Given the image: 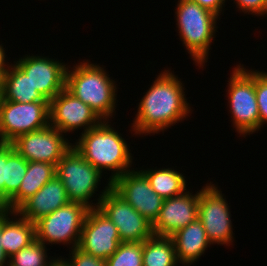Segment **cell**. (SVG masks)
Instances as JSON below:
<instances>
[{"instance_id": "cell-1", "label": "cell", "mask_w": 267, "mask_h": 266, "mask_svg": "<svg viewBox=\"0 0 267 266\" xmlns=\"http://www.w3.org/2000/svg\"><path fill=\"white\" fill-rule=\"evenodd\" d=\"M159 72L145 95L139 99L137 113L129 125L131 136L142 138L143 135L164 134L176 123L187 120L194 111L187 101L185 84L174 74V70L170 67Z\"/></svg>"}, {"instance_id": "cell-2", "label": "cell", "mask_w": 267, "mask_h": 266, "mask_svg": "<svg viewBox=\"0 0 267 266\" xmlns=\"http://www.w3.org/2000/svg\"><path fill=\"white\" fill-rule=\"evenodd\" d=\"M114 124L116 125L115 122L112 124L111 121H102L98 126L80 133L78 139L75 138L72 143L87 162L103 174H109L111 182L136 165L130 143L128 144Z\"/></svg>"}, {"instance_id": "cell-3", "label": "cell", "mask_w": 267, "mask_h": 266, "mask_svg": "<svg viewBox=\"0 0 267 266\" xmlns=\"http://www.w3.org/2000/svg\"><path fill=\"white\" fill-rule=\"evenodd\" d=\"M92 62L83 59L74 62L73 66L68 65L66 89L90 106L102 121L113 122L118 106L117 89L120 88L117 80L109 77L104 65Z\"/></svg>"}, {"instance_id": "cell-4", "label": "cell", "mask_w": 267, "mask_h": 266, "mask_svg": "<svg viewBox=\"0 0 267 266\" xmlns=\"http://www.w3.org/2000/svg\"><path fill=\"white\" fill-rule=\"evenodd\" d=\"M176 3L174 18L179 40L188 52L186 54H189V58L193 60L194 66L199 67L196 69L204 70L210 59L211 43L214 44L216 32H218L217 23L221 18L196 2L177 0Z\"/></svg>"}, {"instance_id": "cell-5", "label": "cell", "mask_w": 267, "mask_h": 266, "mask_svg": "<svg viewBox=\"0 0 267 266\" xmlns=\"http://www.w3.org/2000/svg\"><path fill=\"white\" fill-rule=\"evenodd\" d=\"M56 176L63 183L70 202L84 204L90 209L98 208L100 200L111 188V181L108 177L105 178L107 175L87 162L74 146L56 165ZM102 177L105 180H102ZM101 180L102 183L107 180V183H104L105 187L98 191L101 188Z\"/></svg>"}, {"instance_id": "cell-6", "label": "cell", "mask_w": 267, "mask_h": 266, "mask_svg": "<svg viewBox=\"0 0 267 266\" xmlns=\"http://www.w3.org/2000/svg\"><path fill=\"white\" fill-rule=\"evenodd\" d=\"M236 63L227 80L228 114L231 116V126L237 134L246 138L260 131V117L255 92V69H248L244 64ZM247 68V69H246Z\"/></svg>"}, {"instance_id": "cell-7", "label": "cell", "mask_w": 267, "mask_h": 266, "mask_svg": "<svg viewBox=\"0 0 267 266\" xmlns=\"http://www.w3.org/2000/svg\"><path fill=\"white\" fill-rule=\"evenodd\" d=\"M90 208L78 202H69L35 222L36 240L45 246L66 245L78 247L81 231ZM69 246V247H68Z\"/></svg>"}, {"instance_id": "cell-8", "label": "cell", "mask_w": 267, "mask_h": 266, "mask_svg": "<svg viewBox=\"0 0 267 266\" xmlns=\"http://www.w3.org/2000/svg\"><path fill=\"white\" fill-rule=\"evenodd\" d=\"M217 185L207 181L199 190L198 219L212 245L233 246L235 233H233L230 203Z\"/></svg>"}, {"instance_id": "cell-9", "label": "cell", "mask_w": 267, "mask_h": 266, "mask_svg": "<svg viewBox=\"0 0 267 266\" xmlns=\"http://www.w3.org/2000/svg\"><path fill=\"white\" fill-rule=\"evenodd\" d=\"M50 124L49 102L0 101V142L12 143L19 136Z\"/></svg>"}, {"instance_id": "cell-10", "label": "cell", "mask_w": 267, "mask_h": 266, "mask_svg": "<svg viewBox=\"0 0 267 266\" xmlns=\"http://www.w3.org/2000/svg\"><path fill=\"white\" fill-rule=\"evenodd\" d=\"M69 136L49 124L45 128L19 136L12 144L25 160L56 166L72 147L73 140Z\"/></svg>"}, {"instance_id": "cell-11", "label": "cell", "mask_w": 267, "mask_h": 266, "mask_svg": "<svg viewBox=\"0 0 267 266\" xmlns=\"http://www.w3.org/2000/svg\"><path fill=\"white\" fill-rule=\"evenodd\" d=\"M43 55V56H42ZM13 61L30 79L33 87L51 101L66 88V72L69 63L63 59L52 58L44 54H24ZM51 57V58H50Z\"/></svg>"}, {"instance_id": "cell-12", "label": "cell", "mask_w": 267, "mask_h": 266, "mask_svg": "<svg viewBox=\"0 0 267 266\" xmlns=\"http://www.w3.org/2000/svg\"><path fill=\"white\" fill-rule=\"evenodd\" d=\"M98 208L117 227L121 242H144L154 235L152 224L112 188L100 200Z\"/></svg>"}, {"instance_id": "cell-13", "label": "cell", "mask_w": 267, "mask_h": 266, "mask_svg": "<svg viewBox=\"0 0 267 266\" xmlns=\"http://www.w3.org/2000/svg\"><path fill=\"white\" fill-rule=\"evenodd\" d=\"M50 125L65 134L82 133L98 126L102 120L66 88L49 102ZM68 133V134H67Z\"/></svg>"}, {"instance_id": "cell-14", "label": "cell", "mask_w": 267, "mask_h": 266, "mask_svg": "<svg viewBox=\"0 0 267 266\" xmlns=\"http://www.w3.org/2000/svg\"><path fill=\"white\" fill-rule=\"evenodd\" d=\"M111 188L151 224L158 218L164 199L154 192L139 168L115 178Z\"/></svg>"}, {"instance_id": "cell-15", "label": "cell", "mask_w": 267, "mask_h": 266, "mask_svg": "<svg viewBox=\"0 0 267 266\" xmlns=\"http://www.w3.org/2000/svg\"><path fill=\"white\" fill-rule=\"evenodd\" d=\"M121 243L117 227L99 209H89L85 218L78 248L92 256L108 259Z\"/></svg>"}, {"instance_id": "cell-16", "label": "cell", "mask_w": 267, "mask_h": 266, "mask_svg": "<svg viewBox=\"0 0 267 266\" xmlns=\"http://www.w3.org/2000/svg\"><path fill=\"white\" fill-rule=\"evenodd\" d=\"M191 190V191H190ZM199 189H192L181 195L164 199L158 218L152 224L154 235L172 236L198 218Z\"/></svg>"}, {"instance_id": "cell-17", "label": "cell", "mask_w": 267, "mask_h": 266, "mask_svg": "<svg viewBox=\"0 0 267 266\" xmlns=\"http://www.w3.org/2000/svg\"><path fill=\"white\" fill-rule=\"evenodd\" d=\"M69 202L63 183L55 176L27 199L16 212L22 218L35 223Z\"/></svg>"}, {"instance_id": "cell-18", "label": "cell", "mask_w": 267, "mask_h": 266, "mask_svg": "<svg viewBox=\"0 0 267 266\" xmlns=\"http://www.w3.org/2000/svg\"><path fill=\"white\" fill-rule=\"evenodd\" d=\"M177 259L181 266H191L200 261L201 256L213 246L206 231L197 218L186 227L179 229L172 236Z\"/></svg>"}, {"instance_id": "cell-19", "label": "cell", "mask_w": 267, "mask_h": 266, "mask_svg": "<svg viewBox=\"0 0 267 266\" xmlns=\"http://www.w3.org/2000/svg\"><path fill=\"white\" fill-rule=\"evenodd\" d=\"M36 240L35 223L16 211L2 210V247L8 258Z\"/></svg>"}, {"instance_id": "cell-20", "label": "cell", "mask_w": 267, "mask_h": 266, "mask_svg": "<svg viewBox=\"0 0 267 266\" xmlns=\"http://www.w3.org/2000/svg\"><path fill=\"white\" fill-rule=\"evenodd\" d=\"M56 176V166L45 162L28 161L26 174L19 190L0 208L16 211L27 199Z\"/></svg>"}, {"instance_id": "cell-21", "label": "cell", "mask_w": 267, "mask_h": 266, "mask_svg": "<svg viewBox=\"0 0 267 266\" xmlns=\"http://www.w3.org/2000/svg\"><path fill=\"white\" fill-rule=\"evenodd\" d=\"M163 166L161 168H146L140 166V170L145 174L154 192L163 199L181 195L188 190L187 177L177 168Z\"/></svg>"}, {"instance_id": "cell-22", "label": "cell", "mask_w": 267, "mask_h": 266, "mask_svg": "<svg viewBox=\"0 0 267 266\" xmlns=\"http://www.w3.org/2000/svg\"><path fill=\"white\" fill-rule=\"evenodd\" d=\"M2 97L18 103L49 102L33 87L29 77L14 62L4 74Z\"/></svg>"}, {"instance_id": "cell-23", "label": "cell", "mask_w": 267, "mask_h": 266, "mask_svg": "<svg viewBox=\"0 0 267 266\" xmlns=\"http://www.w3.org/2000/svg\"><path fill=\"white\" fill-rule=\"evenodd\" d=\"M143 266H180L171 237L153 235L143 242Z\"/></svg>"}, {"instance_id": "cell-24", "label": "cell", "mask_w": 267, "mask_h": 266, "mask_svg": "<svg viewBox=\"0 0 267 266\" xmlns=\"http://www.w3.org/2000/svg\"><path fill=\"white\" fill-rule=\"evenodd\" d=\"M28 161L7 143L6 181H4V204L19 190L26 174Z\"/></svg>"}, {"instance_id": "cell-25", "label": "cell", "mask_w": 267, "mask_h": 266, "mask_svg": "<svg viewBox=\"0 0 267 266\" xmlns=\"http://www.w3.org/2000/svg\"><path fill=\"white\" fill-rule=\"evenodd\" d=\"M48 250L47 246L35 240L11 256L9 266H55L60 261V257L49 256L51 253Z\"/></svg>"}, {"instance_id": "cell-26", "label": "cell", "mask_w": 267, "mask_h": 266, "mask_svg": "<svg viewBox=\"0 0 267 266\" xmlns=\"http://www.w3.org/2000/svg\"><path fill=\"white\" fill-rule=\"evenodd\" d=\"M143 242H121L106 266H143Z\"/></svg>"}, {"instance_id": "cell-27", "label": "cell", "mask_w": 267, "mask_h": 266, "mask_svg": "<svg viewBox=\"0 0 267 266\" xmlns=\"http://www.w3.org/2000/svg\"><path fill=\"white\" fill-rule=\"evenodd\" d=\"M255 92L260 117V131L267 124V72L255 70Z\"/></svg>"}, {"instance_id": "cell-28", "label": "cell", "mask_w": 267, "mask_h": 266, "mask_svg": "<svg viewBox=\"0 0 267 266\" xmlns=\"http://www.w3.org/2000/svg\"><path fill=\"white\" fill-rule=\"evenodd\" d=\"M59 257L65 266H106L105 260L85 253L78 247L69 250V258Z\"/></svg>"}, {"instance_id": "cell-29", "label": "cell", "mask_w": 267, "mask_h": 266, "mask_svg": "<svg viewBox=\"0 0 267 266\" xmlns=\"http://www.w3.org/2000/svg\"><path fill=\"white\" fill-rule=\"evenodd\" d=\"M236 4V11L244 13L247 15L262 17H267V0H229Z\"/></svg>"}, {"instance_id": "cell-30", "label": "cell", "mask_w": 267, "mask_h": 266, "mask_svg": "<svg viewBox=\"0 0 267 266\" xmlns=\"http://www.w3.org/2000/svg\"><path fill=\"white\" fill-rule=\"evenodd\" d=\"M7 143L0 142V208L4 205V181H6Z\"/></svg>"}, {"instance_id": "cell-31", "label": "cell", "mask_w": 267, "mask_h": 266, "mask_svg": "<svg viewBox=\"0 0 267 266\" xmlns=\"http://www.w3.org/2000/svg\"><path fill=\"white\" fill-rule=\"evenodd\" d=\"M193 2H196L199 6L210 10L213 12L215 15L221 18V15L223 16L224 14V8L226 6V2L228 0H190Z\"/></svg>"}, {"instance_id": "cell-32", "label": "cell", "mask_w": 267, "mask_h": 266, "mask_svg": "<svg viewBox=\"0 0 267 266\" xmlns=\"http://www.w3.org/2000/svg\"><path fill=\"white\" fill-rule=\"evenodd\" d=\"M5 51H6V48L4 47V44L1 43L0 44V72H7V70L9 69L11 65L10 64L11 62H8L10 58L8 59L7 54H6L7 52Z\"/></svg>"}, {"instance_id": "cell-33", "label": "cell", "mask_w": 267, "mask_h": 266, "mask_svg": "<svg viewBox=\"0 0 267 266\" xmlns=\"http://www.w3.org/2000/svg\"><path fill=\"white\" fill-rule=\"evenodd\" d=\"M2 209H0V266H9V258L2 245Z\"/></svg>"}, {"instance_id": "cell-34", "label": "cell", "mask_w": 267, "mask_h": 266, "mask_svg": "<svg viewBox=\"0 0 267 266\" xmlns=\"http://www.w3.org/2000/svg\"><path fill=\"white\" fill-rule=\"evenodd\" d=\"M6 72H0V91H3L4 74Z\"/></svg>"}, {"instance_id": "cell-35", "label": "cell", "mask_w": 267, "mask_h": 266, "mask_svg": "<svg viewBox=\"0 0 267 266\" xmlns=\"http://www.w3.org/2000/svg\"><path fill=\"white\" fill-rule=\"evenodd\" d=\"M55 266H65L61 261H59Z\"/></svg>"}, {"instance_id": "cell-36", "label": "cell", "mask_w": 267, "mask_h": 266, "mask_svg": "<svg viewBox=\"0 0 267 266\" xmlns=\"http://www.w3.org/2000/svg\"><path fill=\"white\" fill-rule=\"evenodd\" d=\"M2 95H3V91H0V101H1Z\"/></svg>"}]
</instances>
